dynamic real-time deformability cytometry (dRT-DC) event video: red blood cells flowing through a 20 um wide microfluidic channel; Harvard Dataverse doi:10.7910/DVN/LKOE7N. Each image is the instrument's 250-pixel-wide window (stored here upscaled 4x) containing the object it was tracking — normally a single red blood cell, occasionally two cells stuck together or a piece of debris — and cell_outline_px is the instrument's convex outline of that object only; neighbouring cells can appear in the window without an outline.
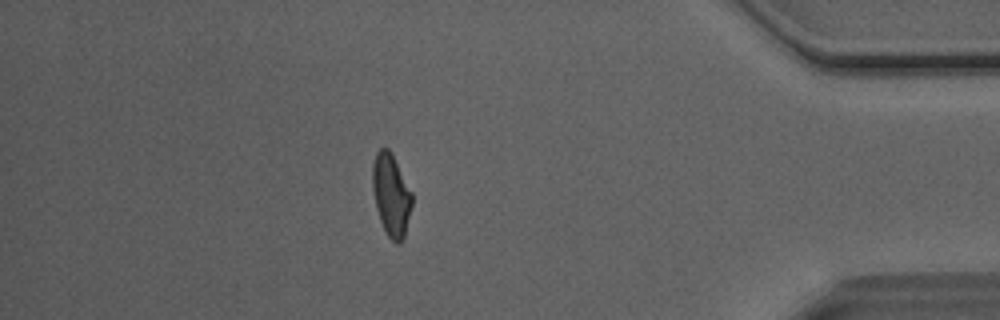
{"species": "Egyptian fruit bat (a non-hibernating species)", "species_latin": "Rousettus aegyptiacus", "temperature_condition": "room temperature", "stored_images_in_passage": 45, "camera_frame_rate_fps": 3000, "um_per_image_px": 0.085, "animal": {"sex": "male"}, "frame": {"image": 1, "passage_image": 44, "time_ms": 14.333, "image_size_px": [1000, 320], "cell_outline_px": [[412, 204], [404, 236], [400, 244], [396, 244], [388, 236], [380, 220], [376, 208], [372, 188], [372, 164], [376, 152], [380, 148], [388, 148], [412, 192]], "centroid_in_image_um": [33.23, 16.58], "position_along_channel_um": 402.0, "area_um2": 18.73}}